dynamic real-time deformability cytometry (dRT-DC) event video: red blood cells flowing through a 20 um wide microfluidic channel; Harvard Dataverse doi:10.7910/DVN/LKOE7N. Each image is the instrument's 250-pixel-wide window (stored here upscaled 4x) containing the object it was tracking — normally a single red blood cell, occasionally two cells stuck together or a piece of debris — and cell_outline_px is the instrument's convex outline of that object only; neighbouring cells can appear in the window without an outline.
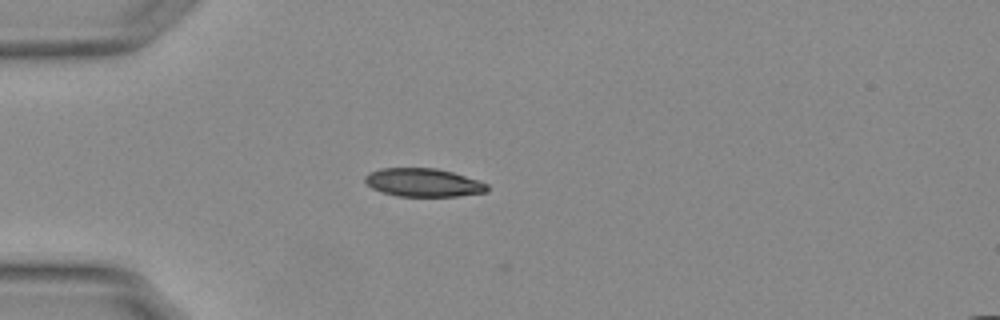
{"species": "Egyptian fruit bat (a non-hibernating species)", "species_latin": "Rousettus aegyptiacus", "temperature_condition": "warm", "stored_images_in_passage": 3, "camera_frame_rate_fps": 3000, "um_per_image_px": 0.085, "animal": {"sex": "female"}, "frame": {"image": 1, "passage_image": 1, "time_ms": 0.0, "image_size_px": [1000, 320], "cell_outline_px": [[488, 192], [456, 196], [396, 196], [380, 192], [372, 188], [364, 180], [364, 176], [368, 172], [380, 168], [436, 168], [452, 172], [488, 184]], "centroid_in_image_um": [35.94, 15.52], "position_along_channel_um": 49.1, "area_um2": 20.17}}